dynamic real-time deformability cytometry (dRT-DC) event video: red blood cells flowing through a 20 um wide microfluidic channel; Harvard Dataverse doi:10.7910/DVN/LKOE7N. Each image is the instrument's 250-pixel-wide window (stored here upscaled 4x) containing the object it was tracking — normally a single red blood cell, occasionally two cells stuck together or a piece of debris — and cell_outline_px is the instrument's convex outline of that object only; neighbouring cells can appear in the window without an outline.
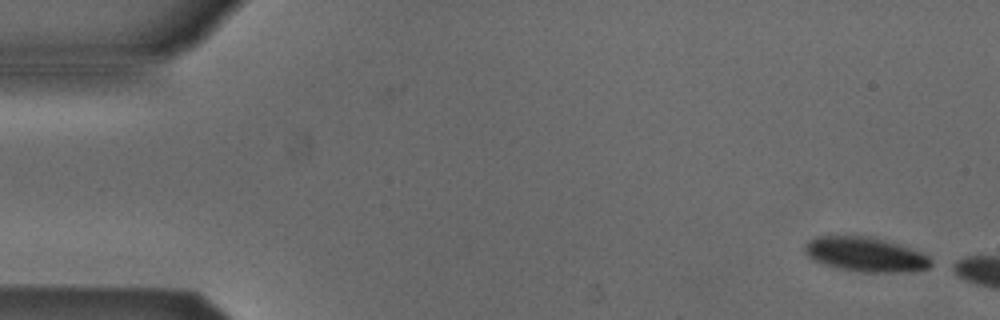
{"species": "Egyptian fruit bat (a non-hibernating species)", "species_latin": "Rousettus aegyptiacus", "temperature_condition": "cold", "stored_images_in_passage": 6, "camera_frame_rate_fps": 3000, "um_per_image_px": 0.085, "animal": {"sex": "male"}, "frame": {"image": 1, "passage_image": 1, "time_ms": 0.0, "image_size_px": [1000, 320], "cell_outline_px": [[936, 264], [928, 268], [912, 272], [860, 272], [840, 268], [824, 264], [812, 260], [804, 252], [804, 244], [808, 240], [816, 236], [868, 236], [884, 240], [924, 252]], "centroid_in_image_um": [73.6, 21.63], "position_along_channel_um": 11.4, "area_um2": 25.66}}